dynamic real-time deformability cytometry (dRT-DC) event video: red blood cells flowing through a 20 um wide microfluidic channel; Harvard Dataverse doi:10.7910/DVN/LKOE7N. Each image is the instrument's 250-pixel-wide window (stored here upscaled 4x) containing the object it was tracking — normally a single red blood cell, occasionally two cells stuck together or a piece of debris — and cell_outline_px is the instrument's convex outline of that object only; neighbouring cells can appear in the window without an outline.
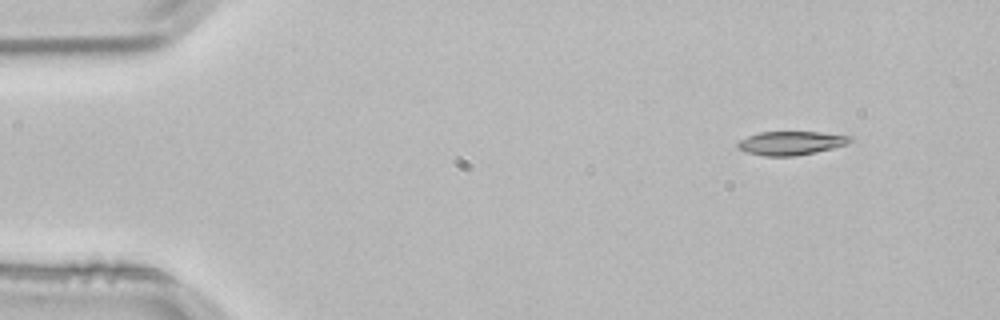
{"species": "common noctule bat (a hibernating species)", "species_latin": "Nyctalus noctula", "temperature_condition": "room temperature", "stored_images_in_passage": 4, "segment_of_instrument_passage": [1, 2], "camera_frame_rate_fps": 3000, "um_per_image_px": 0.085, "animal": {"sex": "male", "body_mass_g": 21.5, "forearm_length_mm": 52.0}, "frame": {"image": 1, "passage_image": 1, "time_ms": 0.0, "image_size_px": [1000, 320], "cell_outline_px": [[852, 140], [848, 144], [816, 152], [796, 156], [764, 156], [744, 152], [736, 148], [736, 144], [740, 140], [748, 136], [760, 132], [820, 132], [852, 136]], "centroid_in_image_um": [67.21, 12.17], "position_along_channel_um": 17.8, "area_um2": 15.66}}